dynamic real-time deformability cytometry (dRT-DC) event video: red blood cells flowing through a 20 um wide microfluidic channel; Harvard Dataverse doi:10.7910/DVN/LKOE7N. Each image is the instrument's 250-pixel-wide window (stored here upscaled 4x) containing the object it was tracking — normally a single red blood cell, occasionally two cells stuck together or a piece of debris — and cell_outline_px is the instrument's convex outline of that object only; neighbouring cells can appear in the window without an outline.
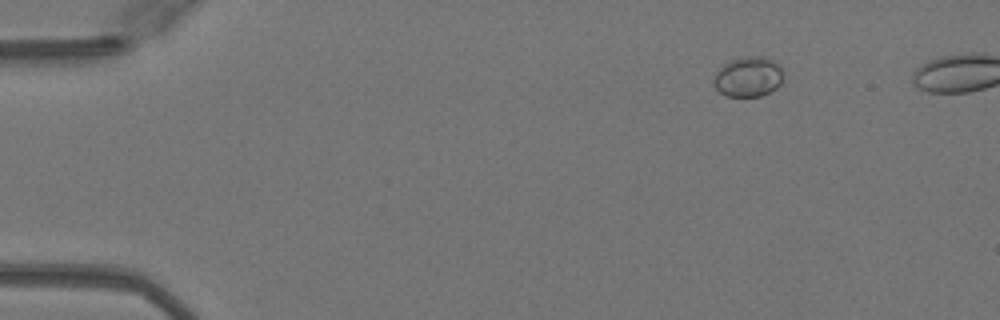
{"species": "Egyptian fruit bat (a non-hibernating species)", "species_latin": "Rousettus aegyptiacus", "temperature_condition": "warm", "stored_images_in_passage": 53, "camera_frame_rate_fps": 3000, "um_per_image_px": 0.085, "animal": {"sex": "female"}, "frame": {"image": 1, "passage_image": 8, "time_ms": 2.333, "image_size_px": [1000, 320], "cell_outline_px": [[784, 76], [780, 84], [776, 88], [760, 96], [724, 96], [716, 88], [712, 80], [716, 72], [724, 64], [732, 60], [748, 56], [764, 56], [772, 60], [780, 68]], "centroid_in_image_um": [63.59, 6.53], "position_along_channel_um": 21.4, "area_um2": 16.13}}
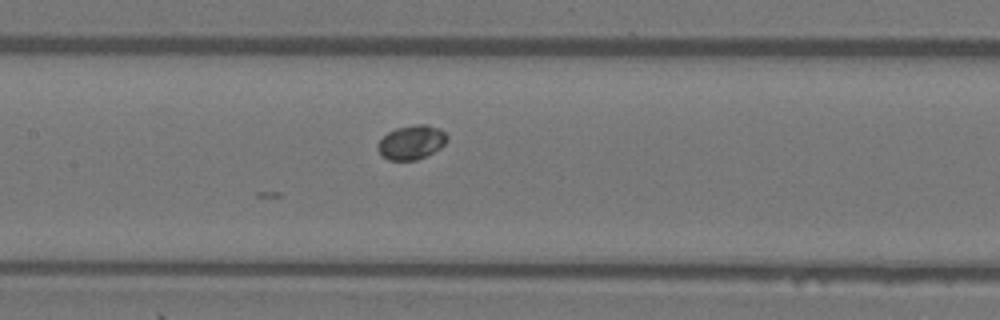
{"frame": {"image": 2, "passage_image": 26, "time_ms": 8.333, "image_size_px": [1000, 320], "cell_outline_px": [[448, 140], [440, 148], [416, 160], [388, 160], [376, 148], [376, 144], [388, 132], [396, 128], [416, 124], [428, 124], [440, 128], [448, 136]], "centroid_in_image_um": [34.98, 12.08], "position_along_channel_um": 172.4, "area_um2": 13.76}}
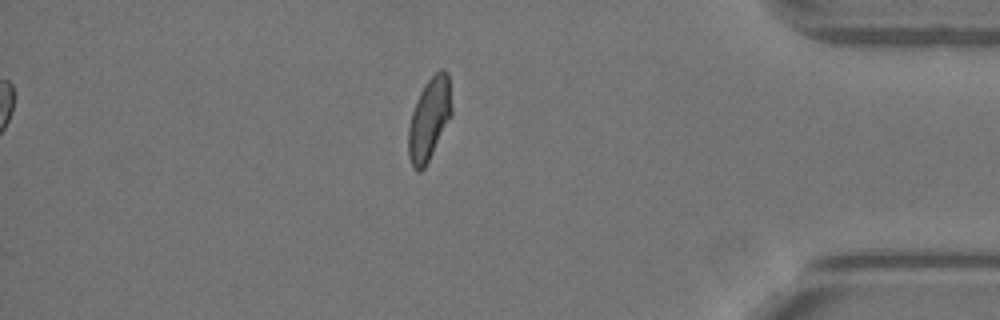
{"frame": {"image": 3, "passage_image": 53, "time_ms": 17.333, "image_size_px": [1000, 320], "cell_outline_px": [[452, 116], [424, 168], [420, 172], [416, 172], [412, 168], [408, 156], [408, 128], [412, 112], [416, 100], [424, 84], [440, 68], [444, 68], [448, 72], [452, 108]], "centroid_in_image_um": [36.48, 10.12], "position_along_channel_um": 398.7, "area_um2": 20.98}}